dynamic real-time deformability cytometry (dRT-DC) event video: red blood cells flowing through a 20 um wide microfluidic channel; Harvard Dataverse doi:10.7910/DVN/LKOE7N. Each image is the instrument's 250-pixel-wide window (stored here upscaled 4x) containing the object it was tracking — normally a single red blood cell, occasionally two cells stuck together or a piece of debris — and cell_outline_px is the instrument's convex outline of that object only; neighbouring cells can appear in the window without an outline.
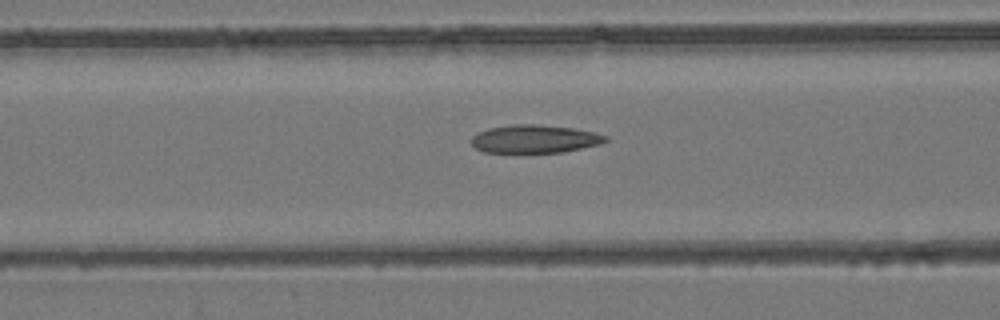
{"species": "common noctule bat (a hibernating species)", "species_latin": "Nyctalus noctula", "temperature_condition": "room temperature", "stored_images_in_passage": 39, "camera_frame_rate_fps": 3000, "um_per_image_px": 0.085, "animal": {"sex": "female", "body_mass_g": 24.6, "forearm_length_mm": 56.2}, "frame": {"image": 1, "passage_image": 7, "time_ms": 2.0, "image_size_px": [1000, 320], "cell_outline_px": [[608, 140], [600, 144], [564, 152], [484, 152], [476, 148], [472, 144], [472, 136], [476, 132], [488, 128], [512, 124], [540, 124], [572, 128], [592, 132], [608, 136]], "centroid_in_image_um": [45.43, 11.8], "position_along_channel_um": 121.2, "area_um2": 21.96}}
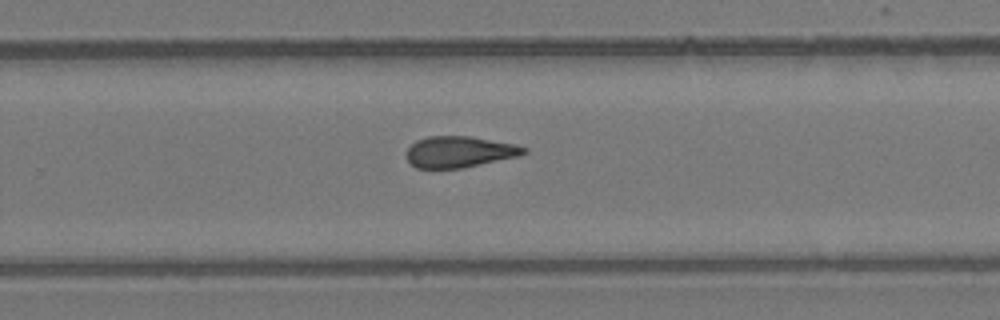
{"frame": {"image": 2, "passage_image": 20, "time_ms": 6.333, "image_size_px": [1000, 320], "cell_outline_px": [[528, 152], [520, 156], [460, 168], [416, 168], [408, 160], [408, 148], [416, 140], [428, 136], [472, 136], [516, 144], [528, 148]], "centroid_in_image_um": [39.1, 12.89], "position_along_channel_um": 290.7, "area_um2": 21.33}}
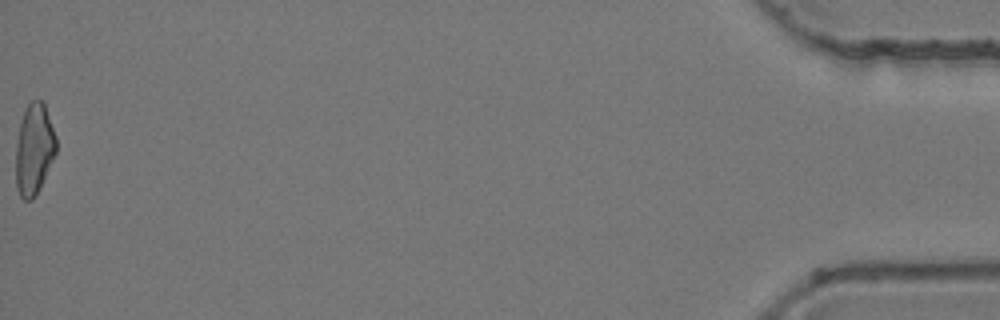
{"frame": {"image": 3, "passage_image": 39, "time_ms": 12.667, "image_size_px": [1000, 320], "cell_outline_px": [[56, 152], [36, 196], [32, 200], [24, 200], [20, 196], [16, 184], [16, 144], [20, 120], [28, 104], [32, 100], [44, 100], [56, 136]], "centroid_in_image_um": [2.9, 12.66], "position_along_channel_um": 432.3, "area_um2": 21.5}, "authors_computed_cell_mechanics": {"area_um2": 21.6172, "velocity_mm_per_s": 3.9288, "shape_relaxation_time_tau1_ms": null, "shape_relaxation_time_tau2_ms": 4.2771, "deformation_change_tau1": null, "deformation_change_tau2": 0.1296}}